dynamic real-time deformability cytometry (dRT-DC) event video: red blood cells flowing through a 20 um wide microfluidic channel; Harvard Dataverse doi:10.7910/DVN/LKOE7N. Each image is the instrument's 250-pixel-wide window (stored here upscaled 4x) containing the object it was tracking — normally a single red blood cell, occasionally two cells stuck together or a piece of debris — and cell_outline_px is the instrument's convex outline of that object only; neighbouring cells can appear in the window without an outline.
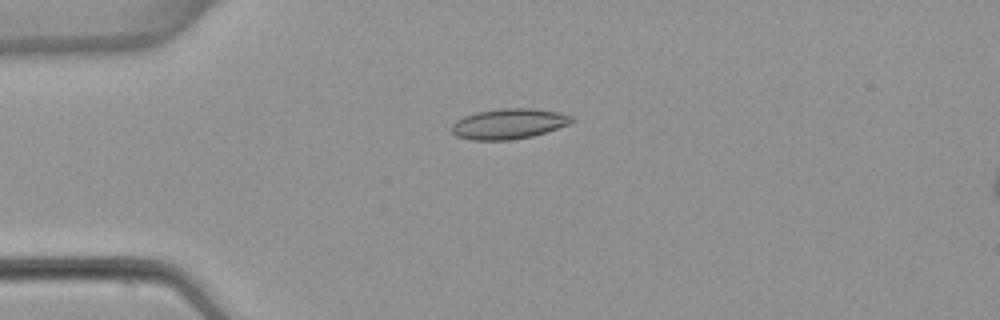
{"species": "common noctule bat (a hibernating species)", "species_latin": "Nyctalus noctula", "temperature_condition": "warm", "stored_images_in_passage": 6, "camera_frame_rate_fps": 3000, "um_per_image_px": 0.085, "animal": {"sex": "female", "body_mass_g": 22.7, "forearm_length_mm": 54.2}, "frame": {"image": 1, "passage_image": 3, "time_ms": 3.333, "image_size_px": [1000, 320], "cell_outline_px": [[576, 120], [568, 124], [532, 136], [512, 140], [472, 140], [456, 136], [452, 132], [452, 124], [456, 120], [464, 116], [476, 112], [500, 108], [532, 108], [556, 112], [572, 116]], "centroid_in_image_um": [43.21, 10.52], "position_along_channel_um": 41.8, "area_um2": 21.15}}
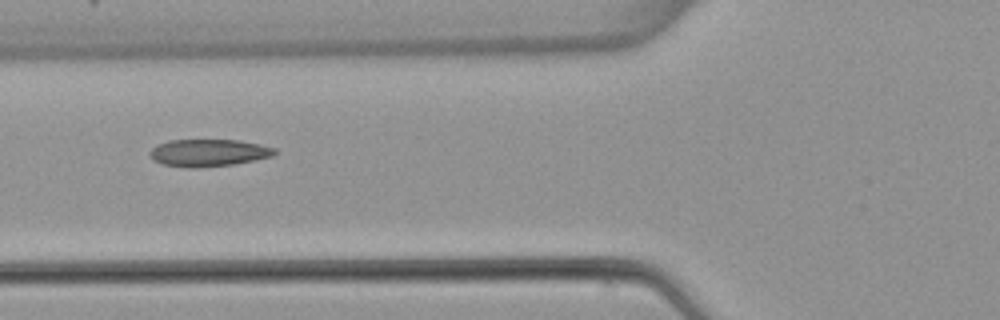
{"frame": {"image": 2, "passage_image": 5, "time_ms": 5.667, "image_size_px": [1000, 320], "cell_outline_px": [[276, 152], [272, 156], [232, 164], [196, 168], [188, 168], [164, 164], [156, 160], [148, 152], [152, 148], [168, 140], [240, 140], [260, 144], [276, 148]], "centroid_in_image_um": [17.74, 12.98], "position_along_channel_um": 108.1, "area_um2": 19.54}}
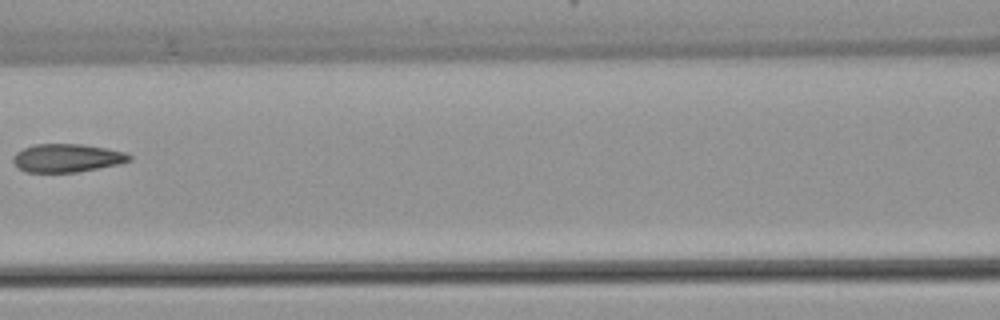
{"frame": {"image": 3, "passage_image": 6, "time_ms": 7.0, "image_size_px": [1000, 320], "cell_outline_px": [[132, 160], [116, 164], [76, 172], [24, 172], [12, 160], [12, 156], [16, 152], [24, 148], [36, 144], [80, 144], [104, 148], [124, 152], [132, 156]], "centroid_in_image_um": [5.66, 13.43], "position_along_channel_um": 160.9, "area_um2": 18.84}}